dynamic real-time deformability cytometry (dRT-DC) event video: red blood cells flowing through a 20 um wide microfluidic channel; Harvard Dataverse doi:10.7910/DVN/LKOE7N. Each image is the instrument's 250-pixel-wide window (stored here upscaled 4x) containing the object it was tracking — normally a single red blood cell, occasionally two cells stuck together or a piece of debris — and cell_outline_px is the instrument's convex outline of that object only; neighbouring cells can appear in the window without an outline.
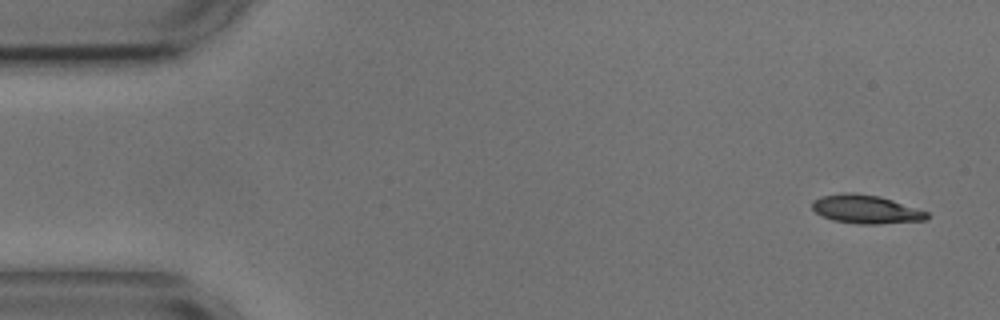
{"species": "common noctule bat (a hibernating species)", "species_latin": "Nyctalus noctula", "temperature_condition": "cold", "stored_images_in_passage": 4, "camera_frame_rate_fps": 3000, "um_per_image_px": 0.085, "animal": {"sex": "male", "body_mass_g": 17.9, "forearm_length_mm": 54.2}, "frame": {"image": 1, "passage_image": 1, "time_ms": 0.0, "image_size_px": [1000, 320], "cell_outline_px": [[928, 216], [924, 220], [880, 224], [860, 224], [832, 220], [816, 212], [812, 208], [812, 200], [820, 196], [844, 192], [852, 192], [880, 196], [928, 212]], "centroid_in_image_um": [73.56, 17.78], "position_along_channel_um": 11.4, "area_um2": 19.02}}